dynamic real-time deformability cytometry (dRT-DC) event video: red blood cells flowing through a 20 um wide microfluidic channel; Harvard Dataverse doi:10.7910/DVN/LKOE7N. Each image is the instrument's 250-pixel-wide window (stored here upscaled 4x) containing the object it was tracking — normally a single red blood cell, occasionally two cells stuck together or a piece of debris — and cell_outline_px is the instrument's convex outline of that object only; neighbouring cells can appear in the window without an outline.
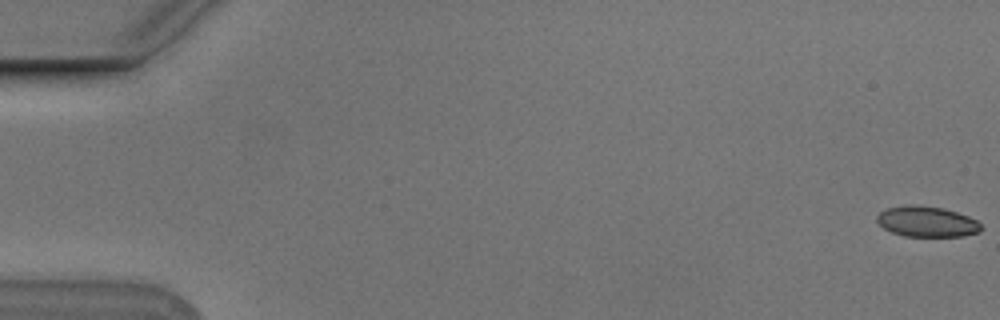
{"species": "Egyptian fruit bat (a non-hibernating species)", "species_latin": "Rousettus aegyptiacus", "temperature_condition": "cold", "stored_images_in_passage": 56, "camera_frame_rate_fps": 3000, "um_per_image_px": 0.085, "animal": {"sex": "male"}, "frame": {"image": 1, "passage_image": 1, "time_ms": 0.0, "image_size_px": [1000, 320], "cell_outline_px": [[984, 228], [980, 232], [960, 236], [904, 236], [892, 232], [884, 228], [876, 220], [876, 216], [880, 212], [888, 208], [904, 204], [916, 204], [944, 208], [968, 216], [976, 220]], "centroid_in_image_um": [78.78, 18.82], "position_along_channel_um": 6.2, "area_um2": 18.67}}
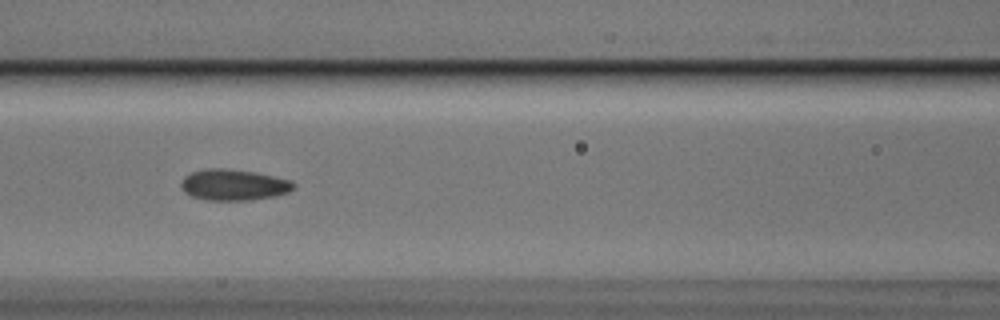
{"frame": {"image": 2, "passage_image": 25, "time_ms": 8.0, "image_size_px": [1000, 320], "cell_outline_px": [[296, 188], [288, 192], [276, 196], [252, 200], [204, 200], [192, 196], [184, 192], [180, 184], [184, 176], [192, 172], [204, 168], [224, 168], [256, 172], [292, 180], [296, 184]], "centroid_in_image_um": [19.89, 15.71], "position_along_channel_um": 146.7, "area_um2": 20.69}}
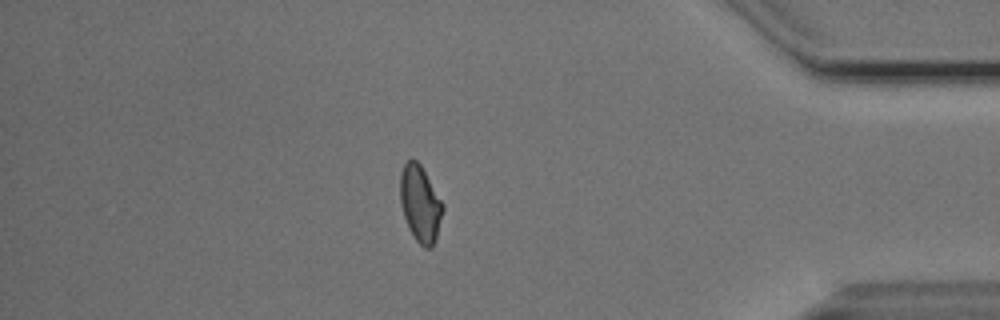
{"frame": {"image": 3, "passage_image": 48, "time_ms": 15.667, "image_size_px": [1000, 320], "cell_outline_px": [[444, 208], [436, 240], [432, 248], [424, 248], [416, 240], [408, 228], [404, 216], [400, 200], [400, 172], [404, 164], [408, 160], [416, 160], [420, 164], [444, 204]], "centroid_in_image_um": [35.72, 17.34], "position_along_channel_um": 399.5, "area_um2": 19.02}, "authors_computed_cell_mechanics": {"area_um2": 19.363, "velocity_mm_per_s": 3.7623, "shape_relaxation_time_tau1_ms": 6.3108, "shape_relaxation_time_tau2_ms": 1.8954, "deformation_change_tau1": 0.1194, "deformation_change_tau2": 0.0733}}